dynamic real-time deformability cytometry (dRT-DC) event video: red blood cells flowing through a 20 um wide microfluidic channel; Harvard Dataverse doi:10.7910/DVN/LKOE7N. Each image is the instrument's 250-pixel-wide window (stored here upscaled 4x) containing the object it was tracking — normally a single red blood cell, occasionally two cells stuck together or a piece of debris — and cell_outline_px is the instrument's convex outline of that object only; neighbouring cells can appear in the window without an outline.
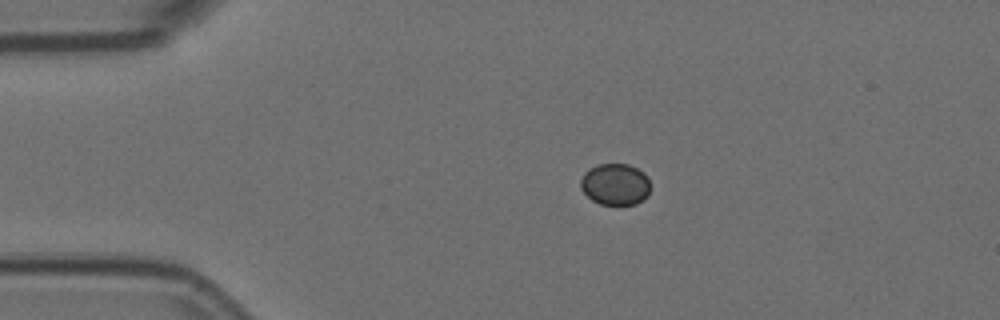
{"species": "Egyptian fruit bat (a non-hibernating species)", "species_latin": "Rousettus aegyptiacus", "temperature_condition": "room temperature", "stored_images_in_passage": 13, "camera_frame_rate_fps": 3000, "um_per_image_px": 0.085, "animal": {"sex": "female"}, "frame": {"image": 1, "passage_image": 3, "time_ms": 0.667, "image_size_px": [1000, 320], "cell_outline_px": [[648, 196], [644, 200], [636, 204], [600, 204], [592, 200], [580, 188], [580, 180], [584, 172], [600, 164], [628, 164], [644, 172], [648, 176]], "centroid_in_image_um": [52.29, 15.67], "position_along_channel_um": 32.7, "area_um2": 16.82}}
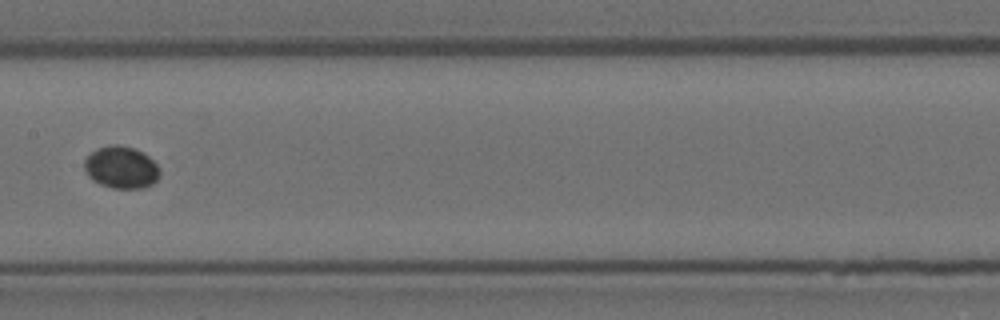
{"frame": {"image": 2, "passage_image": 7, "time_ms": 2.0, "image_size_px": [1000, 320], "cell_outline_px": [[160, 176], [152, 184], [144, 188], [112, 188], [100, 184], [92, 180], [88, 176], [84, 168], [84, 160], [96, 148], [108, 144], [120, 144], [136, 148], [148, 156], [160, 168]], "centroid_in_image_um": [10.3, 14.21], "position_along_channel_um": 197.1, "area_um2": 18.79}}
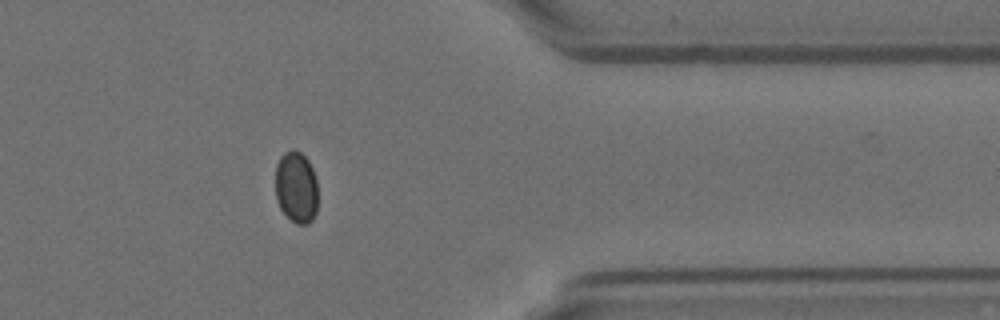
{"frame": {"image": 3, "passage_image": 12, "time_ms": 3.667, "image_size_px": [1000, 320], "cell_outline_px": [[316, 212], [312, 220], [308, 224], [296, 224], [280, 208], [276, 196], [276, 164], [280, 156], [284, 152], [292, 148], [300, 152], [308, 160], [312, 168], [316, 180]], "centroid_in_image_um": [25.17, 15.89], "position_along_channel_um": 386.2, "area_um2": 17.69}}